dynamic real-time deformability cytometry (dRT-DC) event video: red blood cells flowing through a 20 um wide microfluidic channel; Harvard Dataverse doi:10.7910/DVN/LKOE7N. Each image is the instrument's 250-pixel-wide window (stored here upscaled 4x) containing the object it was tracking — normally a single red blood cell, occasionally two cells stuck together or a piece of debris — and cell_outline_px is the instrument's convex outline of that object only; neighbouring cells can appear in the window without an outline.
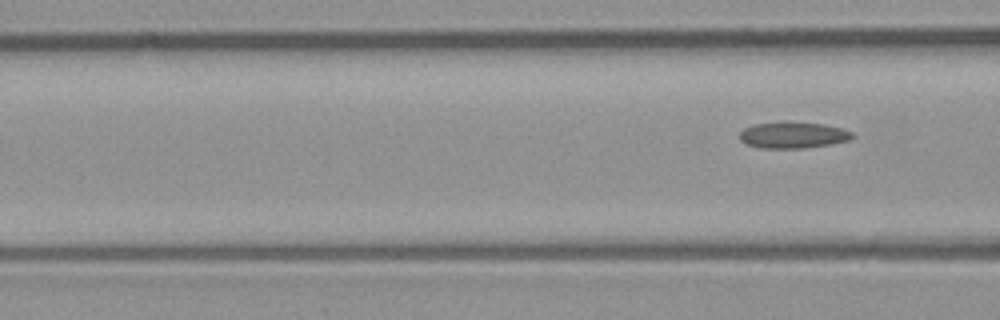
{"species": "common noctule bat (a hibernating species)", "species_latin": "Nyctalus noctula", "temperature_condition": "room temperature", "stored_images_in_passage": 5, "camera_frame_rate_fps": 3000, "um_per_image_px": 0.085, "animal": {"sex": "male", "body_mass_g": 23.1, "forearm_length_mm": 52.7}, "frame": {"image": 1, "passage_image": 5, "time_ms": 1.333, "image_size_px": [1000, 320], "cell_outline_px": [[856, 136], [848, 140], [832, 144], [804, 148], [760, 148], [748, 144], [740, 140], [740, 132], [744, 128], [756, 124], [784, 120], [788, 120], [824, 124], [840, 128], [852, 132]], "centroid_in_image_um": [67.42, 11.46], "position_along_channel_um": 99.2, "area_um2": 17.57}}